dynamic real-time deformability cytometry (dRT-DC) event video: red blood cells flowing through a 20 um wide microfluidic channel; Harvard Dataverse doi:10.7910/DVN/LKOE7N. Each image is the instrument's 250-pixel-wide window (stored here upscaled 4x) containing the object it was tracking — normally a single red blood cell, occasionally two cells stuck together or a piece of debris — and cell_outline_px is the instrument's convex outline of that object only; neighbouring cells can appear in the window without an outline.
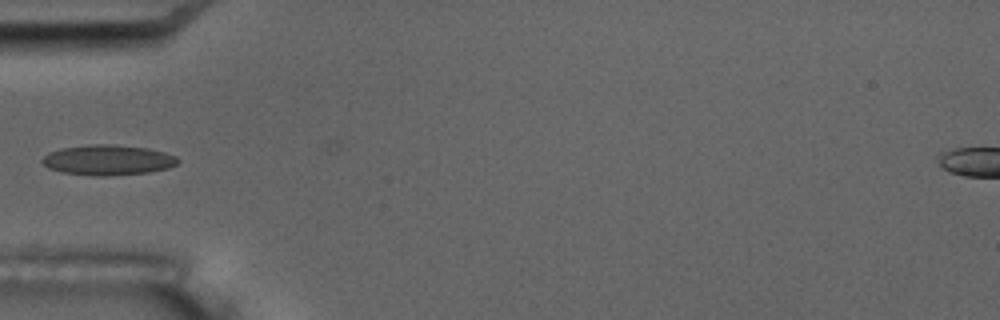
{"species": "common noctule bat (a hibernating species)", "species_latin": "Nyctalus noctula", "temperature_condition": "room temperature", "stored_images_in_passage": 16, "camera_frame_rate_fps": 3000, "um_per_image_px": 0.085, "animal": {"sex": "male", "body_mass_g": 17.5, "forearm_length_mm": 52.3}, "frame": {"image": 1, "passage_image": 5, "time_ms": 4.667, "image_size_px": [1000, 320], "cell_outline_px": [[180, 160], [176, 164], [168, 168], [148, 172], [104, 176], [92, 176], [64, 172], [48, 168], [40, 160], [48, 152], [60, 148], [88, 144], [112, 144], [148, 148], [164, 152], [176, 156]], "centroid_in_image_um": [9.15, 13.59], "position_along_channel_um": 75.8, "area_um2": 23.99}, "authors_computed_cell_mechanics": {"area_um2": 21.8773, "velocity_mm_per_s": 3.4626, "shape_relaxation_time_tau1_ms": null, "shape_relaxation_time_tau2_ms": 1.9542, "deformation_change_tau1": null, "deformation_change_tau2": 0.0862}}